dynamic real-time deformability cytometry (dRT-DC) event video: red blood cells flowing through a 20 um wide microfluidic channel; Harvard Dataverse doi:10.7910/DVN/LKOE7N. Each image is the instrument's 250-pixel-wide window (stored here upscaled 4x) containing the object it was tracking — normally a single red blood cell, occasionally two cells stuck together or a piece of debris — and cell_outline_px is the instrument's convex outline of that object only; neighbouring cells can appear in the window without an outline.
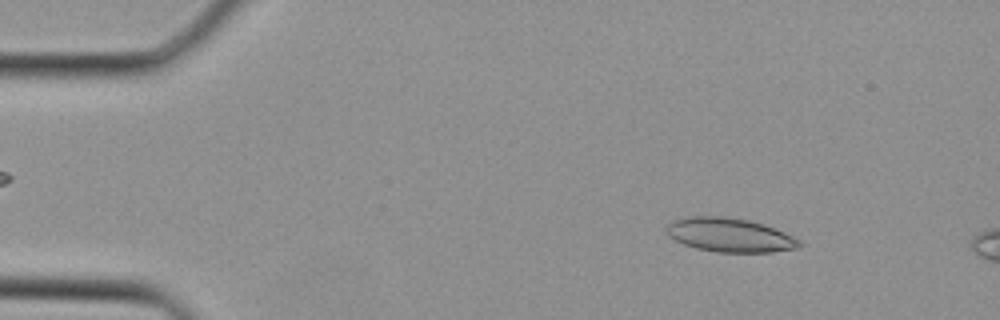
{"species": "Egyptian fruit bat (a non-hibernating species)", "species_latin": "Rousettus aegyptiacus", "temperature_condition": "cold", "stored_images_in_passage": 7, "camera_frame_rate_fps": 3000, "um_per_image_px": 0.085, "animal": {"sex": "female"}, "frame": {"image": 1, "passage_image": 4, "time_ms": 1.0, "image_size_px": [1000, 320], "cell_outline_px": [[804, 244], [796, 248], [772, 252], [716, 252], [696, 248], [684, 244], [676, 240], [668, 232], [668, 224], [676, 220], [688, 216], [724, 216], [748, 220], [764, 224], [784, 232], [800, 240]], "centroid_in_image_um": [62.08, 19.98], "position_along_channel_um": 22.9, "area_um2": 26.01}}